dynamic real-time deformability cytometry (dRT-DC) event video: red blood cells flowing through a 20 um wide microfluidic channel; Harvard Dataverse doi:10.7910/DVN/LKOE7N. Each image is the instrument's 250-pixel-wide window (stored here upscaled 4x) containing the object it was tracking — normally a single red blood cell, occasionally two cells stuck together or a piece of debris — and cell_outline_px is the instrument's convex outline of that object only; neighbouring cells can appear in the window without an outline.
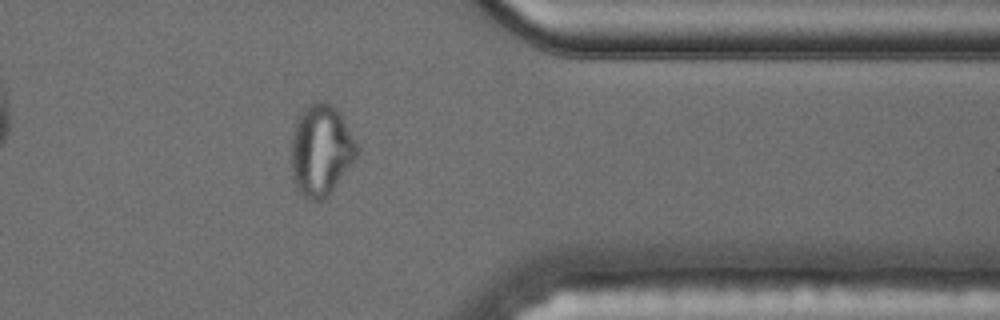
{"species": "common noctule bat (a hibernating species)", "species_latin": "Nyctalus noctula", "temperature_condition": "cold", "stored_images_in_passage": 15, "camera_frame_rate_fps": 3000, "um_per_image_px": 0.085, "animal": {"sex": "male", "body_mass_g": 17.5, "forearm_length_mm": 52.3}, "frame": {"image": 1, "passage_image": 13, "time_ms": 16.667, "image_size_px": [1000, 320], "cell_outline_px": [[356, 156], [328, 196], [320, 200], [308, 200], [296, 188], [292, 180], [292, 132], [296, 116], [308, 104], [320, 100], [332, 104], [340, 112], [356, 144]], "centroid_in_image_um": [27.23, 12.74], "position_along_channel_um": 384.2, "area_um2": 34.68}, "authors_computed_cell_mechanics": {"area_um2": 26.4146, "velocity_mm_per_s": 3.5068, "shape_relaxation_time_tau1_ms": 5.5178, "shape_relaxation_time_tau2_ms": null, "deformation_change_tau1": 0.1137, "deformation_change_tau2": null}}